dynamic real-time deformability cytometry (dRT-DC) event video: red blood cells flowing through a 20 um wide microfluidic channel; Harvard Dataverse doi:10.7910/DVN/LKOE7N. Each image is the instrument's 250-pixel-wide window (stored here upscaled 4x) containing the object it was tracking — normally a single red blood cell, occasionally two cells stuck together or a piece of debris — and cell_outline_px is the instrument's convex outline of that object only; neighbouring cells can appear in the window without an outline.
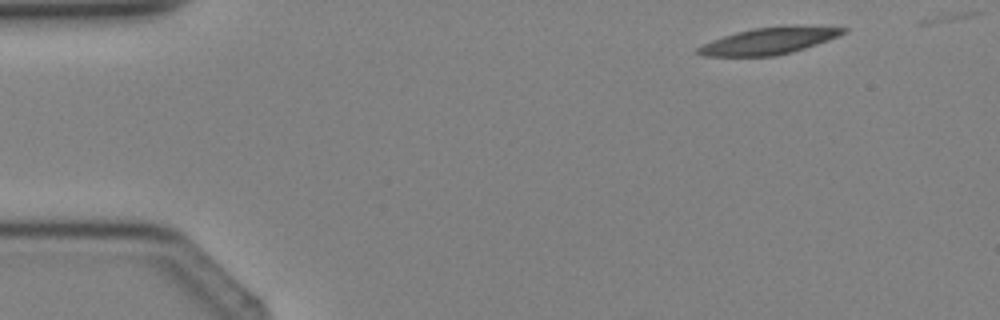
{"species": "Egyptian fruit bat (a non-hibernating species)", "species_latin": "Rousettus aegyptiacus", "temperature_condition": "cold", "stored_images_in_passage": 3, "camera_frame_rate_fps": 3000, "um_per_image_px": 0.085, "animal": {"sex": "female"}, "frame": {"image": 1, "passage_image": 1, "time_ms": 0.0, "image_size_px": [1000, 320], "cell_outline_px": [[848, 28], [840, 36], [804, 48], [772, 56], [704, 56], [696, 52], [696, 48], [712, 40], [736, 32], [752, 28], [784, 24], [804, 24]], "centroid_in_image_um": [65.41, 3.43], "position_along_channel_um": 19.6, "area_um2": 22.89}}
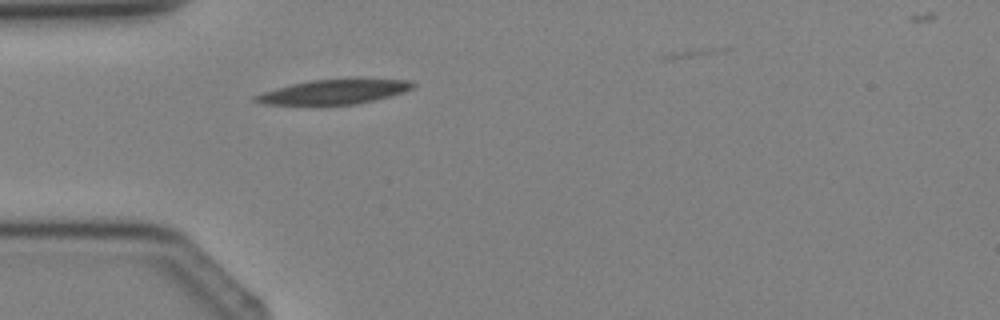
{"frame": {"image": 2, "passage_image": 3, "time_ms": 2.333, "image_size_px": [1000, 320], "cell_outline_px": [[416, 84], [412, 88], [404, 92], [356, 104], [320, 108], [264, 104], [252, 100], [252, 96], [276, 88], [308, 80], [356, 76], [360, 76], [408, 80]], "centroid_in_image_um": [28.36, 7.8], "position_along_channel_um": 56.6, "area_um2": 24.57}}